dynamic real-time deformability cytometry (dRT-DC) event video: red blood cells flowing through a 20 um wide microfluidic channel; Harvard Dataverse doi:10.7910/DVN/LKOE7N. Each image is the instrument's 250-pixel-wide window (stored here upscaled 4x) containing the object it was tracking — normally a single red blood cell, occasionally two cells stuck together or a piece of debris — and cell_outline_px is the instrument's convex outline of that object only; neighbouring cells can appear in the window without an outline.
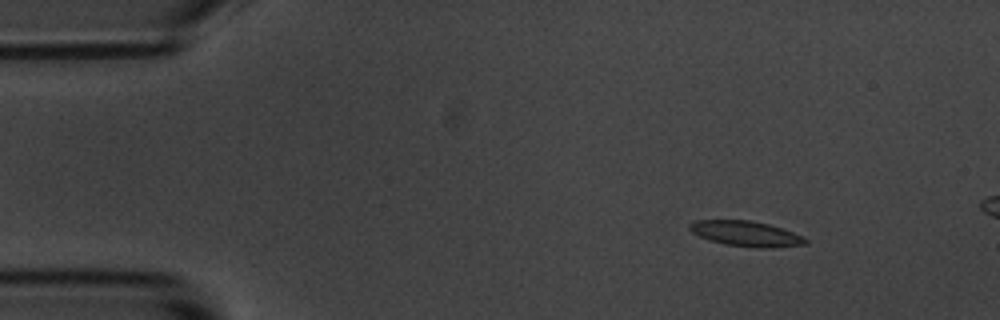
{"species": "common noctule bat (a hibernating species)", "species_latin": "Nyctalus noctula", "temperature_condition": "room temperature", "stored_images_in_passage": 5, "camera_frame_rate_fps": 3000, "um_per_image_px": 0.085, "animal": {"sex": "male", "body_mass_g": 20.1, "forearm_length_mm": 53.5}, "frame": {"image": 1, "passage_image": 2, "time_ms": 0.333, "image_size_px": [1000, 320], "cell_outline_px": [[808, 244], [772, 248], [756, 248], [724, 244], [708, 240], [692, 232], [688, 228], [688, 224], [696, 220], [752, 220], [768, 224], [804, 236], [808, 240]], "centroid_in_image_um": [63.42, 19.87], "position_along_channel_um": 21.6, "area_um2": 17.22}}